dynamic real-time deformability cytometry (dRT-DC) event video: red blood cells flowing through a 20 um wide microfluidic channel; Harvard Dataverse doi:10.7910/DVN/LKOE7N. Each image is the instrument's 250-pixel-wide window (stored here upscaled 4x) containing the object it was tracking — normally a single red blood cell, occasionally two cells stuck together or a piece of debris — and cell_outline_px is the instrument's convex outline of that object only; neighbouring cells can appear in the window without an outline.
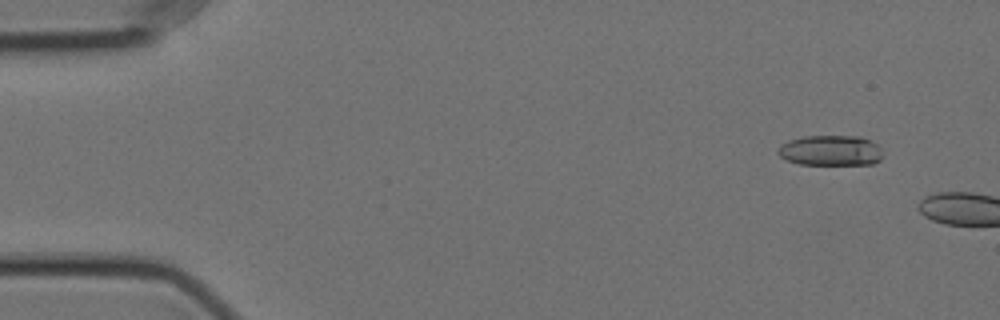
{"species": "Egyptian fruit bat (a non-hibernating species)", "species_latin": "Rousettus aegyptiacus", "temperature_condition": "cold", "stored_images_in_passage": 8, "camera_frame_rate_fps": 3000, "um_per_image_px": 0.085, "animal": {"sex": "female"}, "frame": {"image": 1, "passage_image": 5, "time_ms": 1.333, "image_size_px": [1000, 320], "cell_outline_px": [[884, 156], [880, 160], [872, 164], [800, 164], [788, 160], [780, 156], [776, 152], [780, 144], [788, 140], [804, 136], [860, 136], [876, 144], [884, 152]], "centroid_in_image_um": [70.61, 12.79], "position_along_channel_um": 14.4, "area_um2": 18.67}}